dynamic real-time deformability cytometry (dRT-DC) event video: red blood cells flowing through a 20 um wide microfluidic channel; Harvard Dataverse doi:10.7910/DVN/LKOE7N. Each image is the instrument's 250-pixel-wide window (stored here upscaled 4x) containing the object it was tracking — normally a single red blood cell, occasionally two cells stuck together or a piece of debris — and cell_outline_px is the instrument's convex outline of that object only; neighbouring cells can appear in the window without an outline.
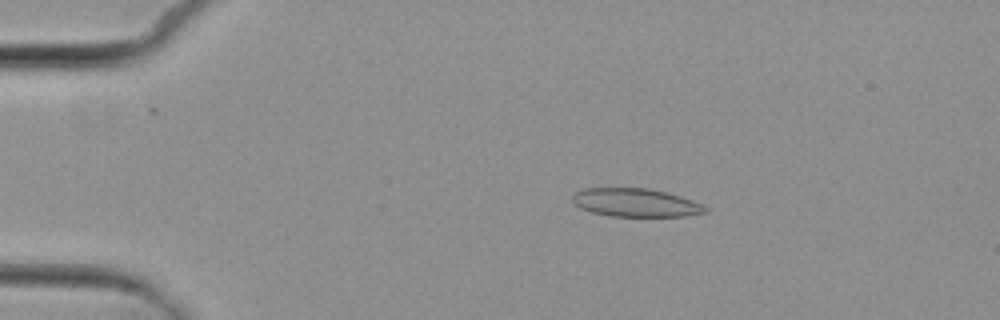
{"species": "common noctule bat (a hibernating species)", "species_latin": "Nyctalus noctula", "temperature_condition": "cold", "stored_images_in_passage": 5, "camera_frame_rate_fps": 3000, "um_per_image_px": 0.085, "animal": {"sex": "female", "body_mass_g": 29.2, "forearm_length_mm": 56.3}, "frame": {"image": 1, "passage_image": 2, "time_ms": 1.0, "image_size_px": [1000, 320], "cell_outline_px": [[708, 212], [684, 216], [608, 216], [592, 212], [580, 208], [572, 204], [572, 196], [576, 192], [584, 188], [648, 188], [680, 196], [704, 204], [708, 208]], "centroid_in_image_um": [54.02, 17.23], "position_along_channel_um": 31.0, "area_um2": 22.02}}
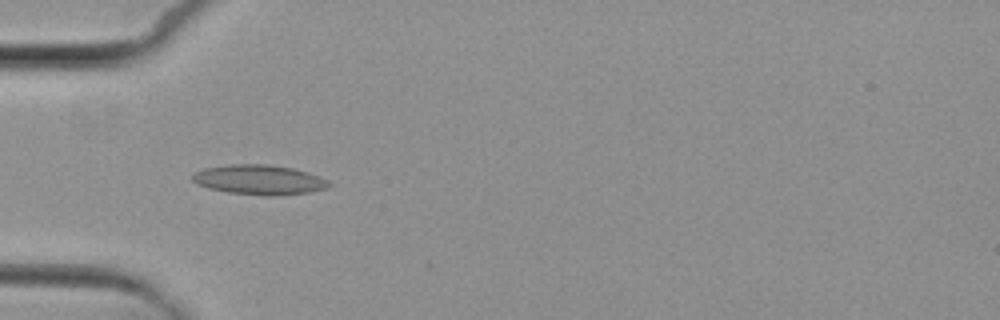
{"frame": {"image": 2, "passage_image": 4, "time_ms": 3.333, "image_size_px": [1000, 320], "cell_outline_px": [[332, 184], [328, 188], [308, 192], [276, 196], [264, 196], [228, 192], [208, 188], [196, 184], [192, 180], [192, 172], [204, 168], [232, 164], [268, 164], [292, 168], [308, 172], [320, 176], [328, 180]], "centroid_in_image_um": [22.03, 15.28], "position_along_channel_um": 63.0, "area_um2": 23.93}}
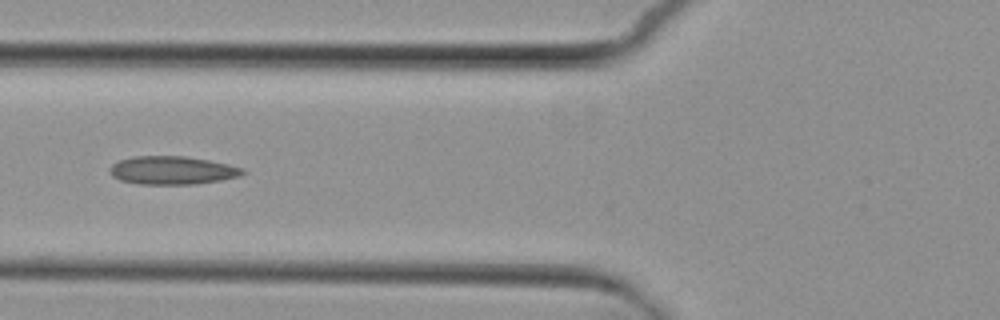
{"frame": {"image": 3, "passage_image": 5, "time_ms": 4.667, "image_size_px": [1000, 320], "cell_outline_px": [[248, 172], [240, 176], [220, 180], [196, 184], [140, 184], [120, 180], [112, 176], [108, 168], [112, 164], [120, 160], [132, 156], [184, 156], [208, 160], [228, 164], [244, 168]], "centroid_in_image_um": [14.65, 14.47], "position_along_channel_um": 111.1, "area_um2": 21.96}}